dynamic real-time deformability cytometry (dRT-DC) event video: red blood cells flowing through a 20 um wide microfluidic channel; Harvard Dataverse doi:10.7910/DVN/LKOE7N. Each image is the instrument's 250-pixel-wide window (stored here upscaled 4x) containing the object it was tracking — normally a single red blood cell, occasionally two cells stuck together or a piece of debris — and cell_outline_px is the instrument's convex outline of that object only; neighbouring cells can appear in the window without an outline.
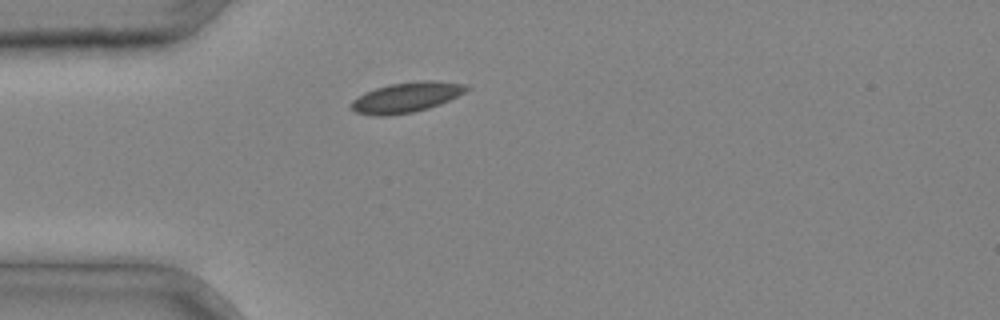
{"species": "common noctule bat (a hibernating species)", "species_latin": "Nyctalus noctula", "temperature_condition": "cold", "stored_images_in_passage": 24, "camera_frame_rate_fps": 3000, "um_per_image_px": 0.085, "animal": {"sex": "male", "body_mass_g": 20.4}, "frame": {"image": 1, "passage_image": 1, "time_ms": 0.0, "image_size_px": [1000, 320], "cell_outline_px": [[472, 88], [440, 104], [428, 108], [412, 112], [392, 116], [372, 116], [356, 112], [352, 108], [352, 100], [364, 92], [388, 84], [420, 80], [432, 80], [468, 84]], "centroid_in_image_um": [34.55, 8.26], "position_along_channel_um": 50.5, "area_um2": 20.4}}
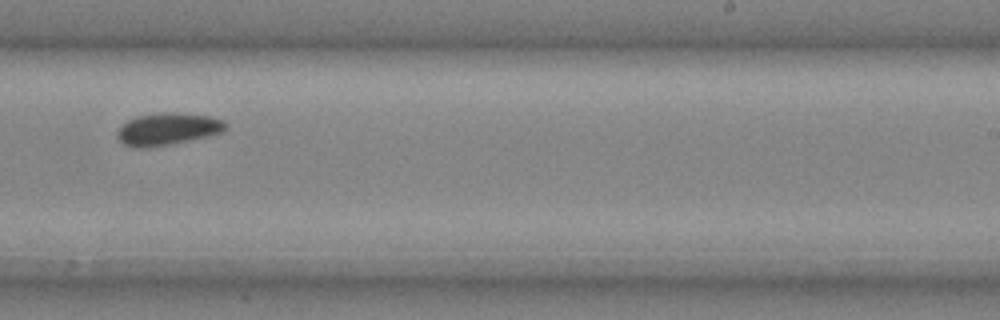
{"frame": {"image": 2, "passage_image": 15, "time_ms": 4.667, "image_size_px": [1000, 320], "cell_outline_px": [[228, 128], [224, 132], [208, 136], [172, 144], [148, 148], [136, 148], [124, 144], [120, 140], [120, 128], [128, 120], [136, 116], [164, 112], [180, 112], [212, 116], [224, 120]], "centroid_in_image_um": [14.34, 10.96], "position_along_channel_um": 274.7, "area_um2": 20.4}}
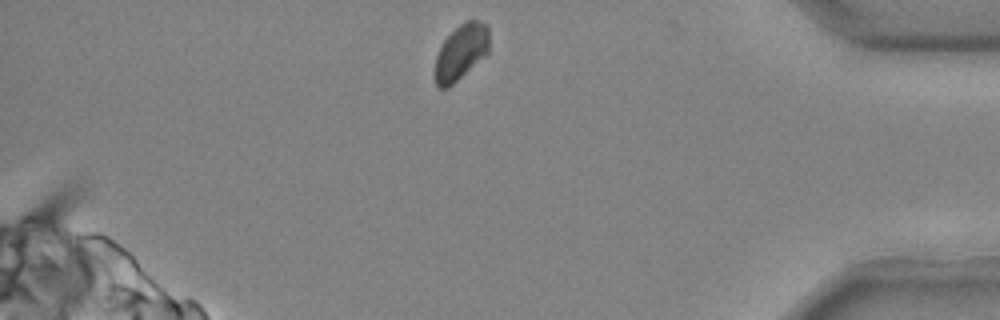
{"frame": {"image": 3, "passage_image": 24, "time_ms": 7.667, "image_size_px": [1000, 320], "cell_outline_px": [[488, 52], [484, 56], [448, 88], [436, 88], [436, 56], [444, 40], [460, 24], [468, 20], [476, 20], [488, 24]], "centroid_in_image_um": [39.19, 4.42], "position_along_channel_um": 396.0, "area_um2": 17.11}}